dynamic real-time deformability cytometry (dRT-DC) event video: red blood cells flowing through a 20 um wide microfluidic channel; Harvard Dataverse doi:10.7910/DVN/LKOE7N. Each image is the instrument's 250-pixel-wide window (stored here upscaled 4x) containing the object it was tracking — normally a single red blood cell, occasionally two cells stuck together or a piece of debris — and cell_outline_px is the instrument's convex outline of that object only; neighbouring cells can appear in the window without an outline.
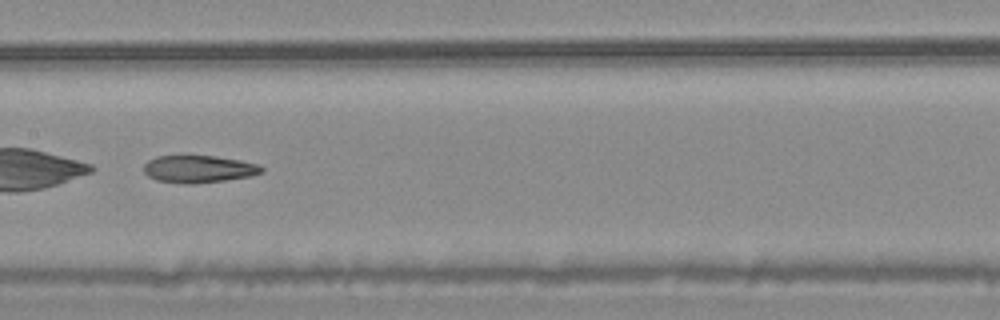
{"species": "common noctule bat (a hibernating species)", "species_latin": "Nyctalus noctula", "temperature_condition": "warm", "stored_images_in_passage": 23, "camera_frame_rate_fps": 3000, "um_per_image_px": 0.085, "animal": {"sex": "male", "body_mass_g": 20.4}, "frame": {"image": 1, "passage_image": 14, "time_ms": 4.333, "image_size_px": [1000, 320], "cell_outline_px": [[264, 172], [252, 176], [224, 180], [192, 184], [184, 184], [156, 180], [148, 176], [144, 172], [144, 164], [148, 160], [156, 156], [216, 156], [240, 160], [260, 164], [264, 168]], "centroid_in_image_um": [16.91, 14.37], "position_along_channel_um": 190.5, "area_um2": 18.9}}